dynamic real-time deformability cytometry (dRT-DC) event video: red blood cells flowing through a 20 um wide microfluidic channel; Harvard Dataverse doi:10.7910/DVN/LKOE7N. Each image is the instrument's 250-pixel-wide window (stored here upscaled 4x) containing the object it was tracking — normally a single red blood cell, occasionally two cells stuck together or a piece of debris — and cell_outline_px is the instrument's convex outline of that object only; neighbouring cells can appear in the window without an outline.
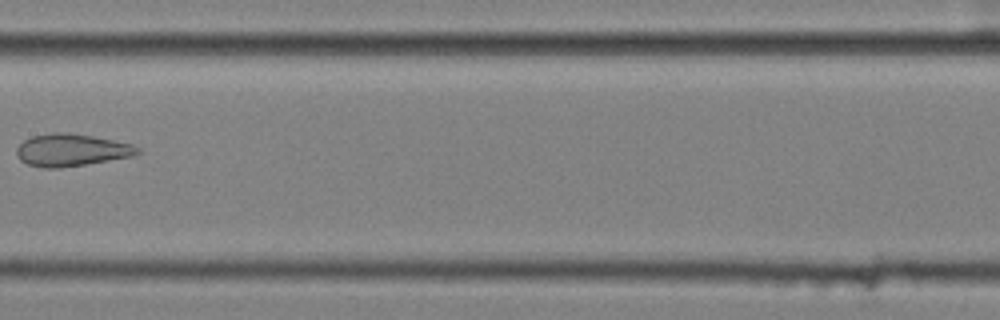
{"species": "common noctule bat (a hibernating species)", "species_latin": "Nyctalus noctula", "temperature_condition": "cold", "stored_images_in_passage": 11, "camera_frame_rate_fps": 3000, "um_per_image_px": 0.085, "animal": {"sex": "female", "body_mass_g": 25.1}, "frame": {"image": 1, "passage_image": 9, "time_ms": 2.667, "image_size_px": [1000, 320], "cell_outline_px": [[140, 152], [132, 156], [60, 168], [44, 168], [28, 164], [20, 160], [16, 152], [16, 148], [24, 140], [32, 136], [52, 132], [68, 132], [92, 136], [132, 144], [140, 148]], "centroid_in_image_um": [6.04, 12.75], "position_along_channel_um": 201.4, "area_um2": 22.6}}
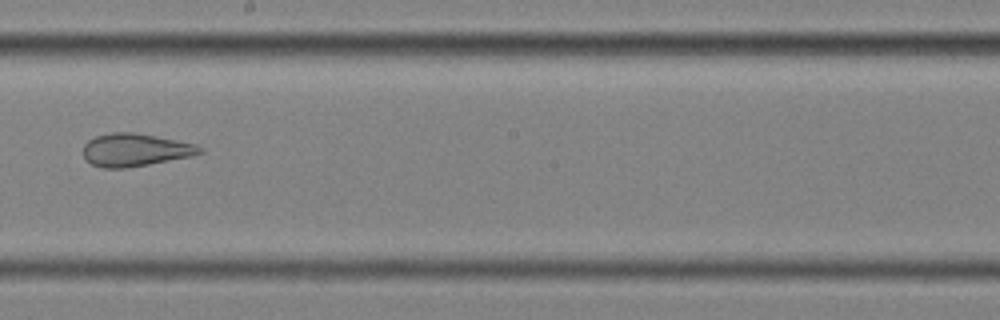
{"frame": {"image": 2, "passage_image": 10, "time_ms": 3.0, "image_size_px": [1000, 320], "cell_outline_px": [[204, 152], [192, 156], [128, 168], [104, 168], [92, 164], [84, 160], [84, 144], [88, 140], [96, 136], [112, 132], [132, 132], [156, 136], [196, 144], [204, 148]], "centroid_in_image_um": [11.5, 12.75], "position_along_channel_um": 236.7, "area_um2": 22.37}}